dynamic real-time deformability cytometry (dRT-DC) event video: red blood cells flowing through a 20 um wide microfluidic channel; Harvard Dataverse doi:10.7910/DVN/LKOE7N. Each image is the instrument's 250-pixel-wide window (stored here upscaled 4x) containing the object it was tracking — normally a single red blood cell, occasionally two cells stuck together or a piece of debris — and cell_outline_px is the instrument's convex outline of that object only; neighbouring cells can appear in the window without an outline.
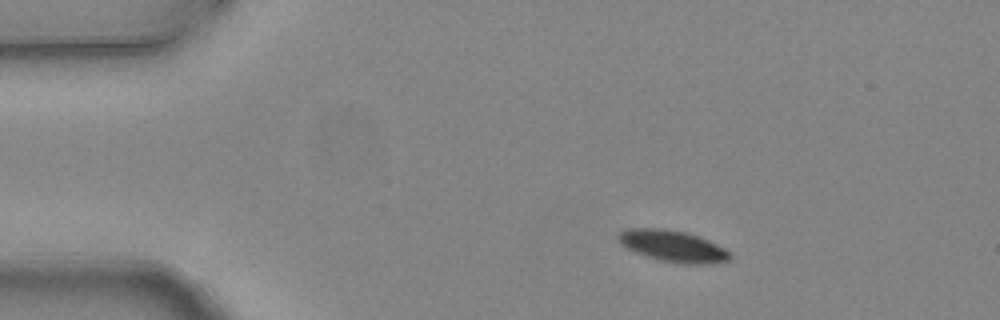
{"species": "common noctule bat (a hibernating species)", "species_latin": "Nyctalus noctula", "temperature_condition": "warm", "stored_images_in_passage": 4, "camera_frame_rate_fps": 3000, "um_per_image_px": 0.085, "animal": {"sex": "female", "body_mass_g": 24.6, "forearm_length_mm": 56.2}, "frame": {"image": 1, "passage_image": 2, "time_ms": 0.333, "image_size_px": [1000, 320], "cell_outline_px": [[732, 256], [728, 260], [716, 264], [684, 264], [660, 260], [636, 252], [620, 244], [616, 240], [616, 236], [620, 232], [628, 228], [664, 228], [684, 232], [700, 236], [732, 252]], "centroid_in_image_um": [57.21, 20.92], "position_along_channel_um": 27.8, "area_um2": 20.63}}